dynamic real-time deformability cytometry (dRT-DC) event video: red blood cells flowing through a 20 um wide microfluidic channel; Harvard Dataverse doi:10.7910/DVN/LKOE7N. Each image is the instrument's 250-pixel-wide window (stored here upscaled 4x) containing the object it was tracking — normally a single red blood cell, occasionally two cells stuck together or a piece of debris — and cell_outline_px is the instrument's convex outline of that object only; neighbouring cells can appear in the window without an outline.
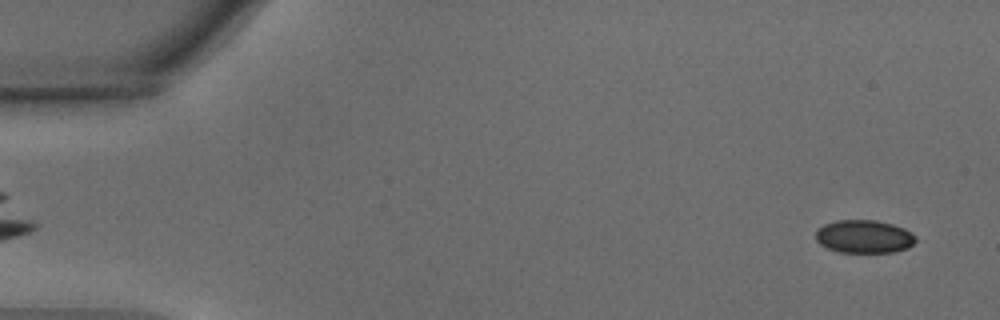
{"species": "common noctule bat (a hibernating species)", "species_latin": "Nyctalus noctula", "temperature_condition": "warm", "stored_images_in_passage": 40, "camera_frame_rate_fps": 3000, "um_per_image_px": 0.085, "animal": {"sex": "male", "body_mass_g": 15.6}, "frame": {"image": 1, "passage_image": 2, "time_ms": 0.333, "image_size_px": [1000, 320], "cell_outline_px": [[916, 240], [908, 248], [892, 252], [840, 252], [828, 248], [820, 244], [816, 240], [816, 232], [824, 224], [836, 220], [876, 220], [892, 224], [904, 228], [912, 232], [916, 236]], "centroid_in_image_um": [73.46, 20.1], "position_along_channel_um": 11.5, "area_um2": 19.25}}
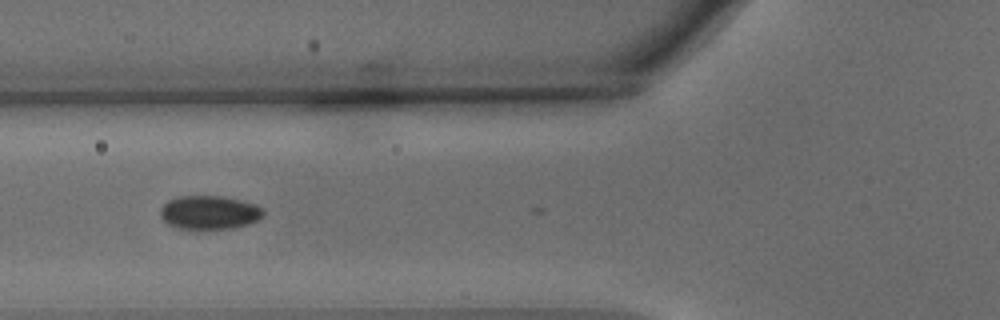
{"frame": {"image": 2, "passage_image": 20, "time_ms": 6.333, "image_size_px": [1000, 320], "cell_outline_px": [[264, 216], [248, 224], [232, 228], [176, 228], [168, 224], [160, 216], [160, 208], [168, 200], [180, 196], [220, 196], [240, 200], [256, 204], [264, 212]], "centroid_in_image_um": [17.77, 18.05], "position_along_channel_um": 108.0, "area_um2": 20.0}}
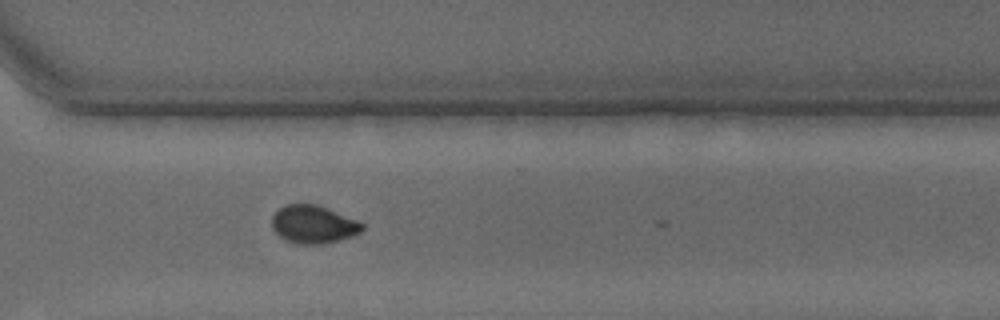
{"frame": {"image": 3, "passage_image": 39, "time_ms": 12.667, "image_size_px": [1000, 320], "cell_outline_px": [[364, 228], [360, 232], [352, 236], [324, 244], [300, 244], [288, 240], [280, 236], [272, 228], [272, 216], [284, 204], [316, 204], [356, 220], [364, 224]], "centroid_in_image_um": [26.63, 19.07], "position_along_channel_um": 344.0, "area_um2": 19.71}}